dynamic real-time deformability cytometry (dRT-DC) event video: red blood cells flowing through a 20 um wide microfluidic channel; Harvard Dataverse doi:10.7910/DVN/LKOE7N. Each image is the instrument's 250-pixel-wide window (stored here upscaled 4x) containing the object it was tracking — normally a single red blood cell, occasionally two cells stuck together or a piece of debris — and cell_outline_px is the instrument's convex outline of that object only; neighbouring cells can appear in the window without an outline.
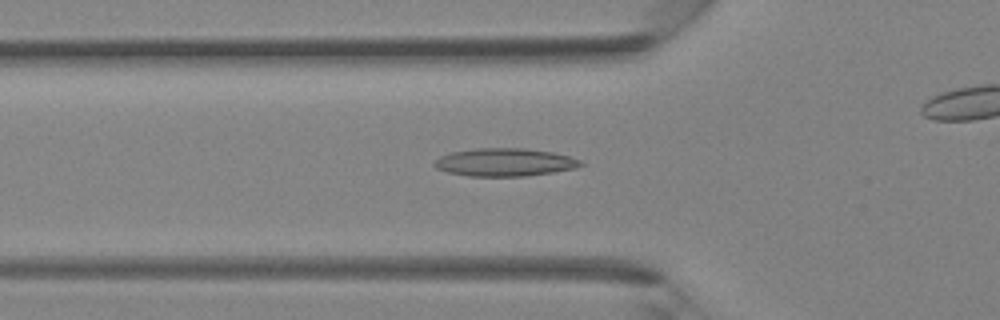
{"species": "Egyptian fruit bat (a non-hibernating species)", "species_latin": "Rousettus aegyptiacus", "temperature_condition": "room temperature", "stored_images_in_passage": 31, "camera_frame_rate_fps": 3000, "um_per_image_px": 0.085, "animal": {"sex": "female"}, "frame": {"image": 1, "passage_image": 10, "time_ms": 3.0, "image_size_px": [1000, 320], "cell_outline_px": [[584, 164], [576, 168], [552, 172], [524, 176], [468, 176], [448, 172], [436, 168], [432, 164], [440, 156], [452, 152], [476, 148], [524, 148], [552, 152], [568, 156], [580, 160]], "centroid_in_image_um": [42.88, 13.79], "position_along_channel_um": 82.9, "area_um2": 23.7}}
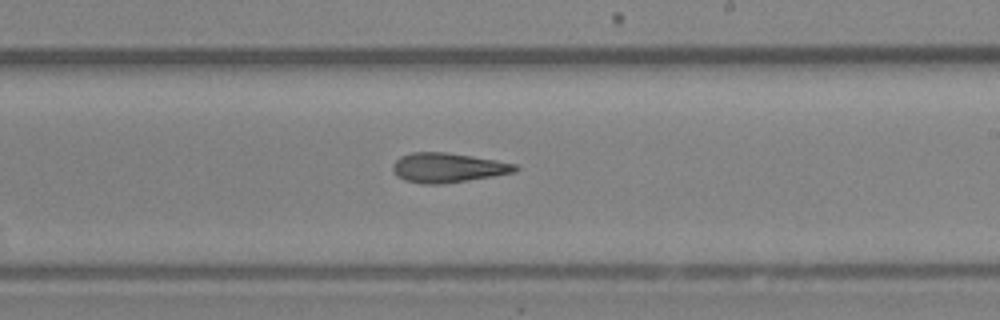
{"frame": {"image": 2, "passage_image": 20, "time_ms": 6.333, "image_size_px": [1000, 320], "cell_outline_px": [[520, 168], [516, 172], [468, 180], [440, 184], [420, 184], [404, 180], [396, 176], [392, 168], [392, 164], [400, 156], [412, 152], [448, 152], [496, 160], [516, 164]], "centroid_in_image_um": [38.04, 14.25], "position_along_channel_um": 251.0, "area_um2": 21.21}}
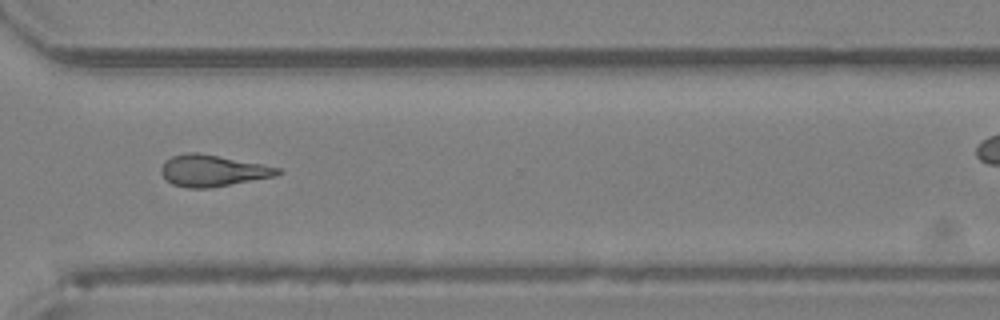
{"frame": {"image": 3, "passage_image": 26, "time_ms": 8.333, "image_size_px": [1000, 320], "cell_outline_px": [[284, 172], [276, 176], [208, 188], [188, 188], [172, 184], [160, 172], [160, 168], [172, 156], [188, 152], [196, 152], [264, 164], [280, 168]], "centroid_in_image_um": [18.11, 14.5], "position_along_channel_um": 352.5, "area_um2": 21.21}}